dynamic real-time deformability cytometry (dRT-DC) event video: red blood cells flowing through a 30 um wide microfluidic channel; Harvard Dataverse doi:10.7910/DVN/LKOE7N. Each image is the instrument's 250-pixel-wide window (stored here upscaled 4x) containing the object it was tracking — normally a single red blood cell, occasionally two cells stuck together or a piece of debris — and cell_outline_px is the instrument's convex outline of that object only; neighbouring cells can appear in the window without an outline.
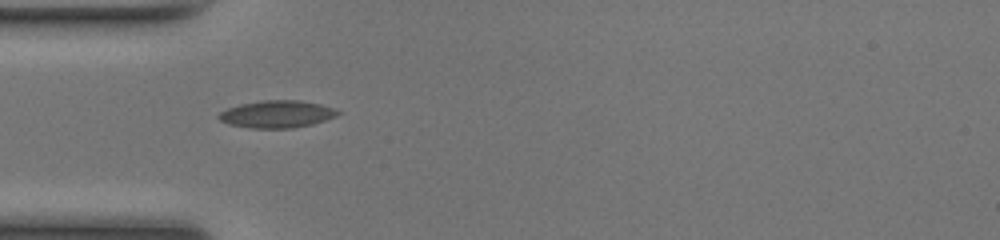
{"species": "common noctule bat (a hibernating species)", "species_latin": "Nyctalus noctula", "temperature_condition": "room temperature", "stored_images_in_passage": 35, "camera_frame_rate_fps": 3000, "um_per_image_px": 0.085, "animal": {"sex": "female", "body_mass_g": 17.0, "forearm_length_mm": 48.0}, "frame": {"image": 1, "passage_image": 1, "time_ms": 0.0, "image_size_px": [1000, 240], "cell_outline_px": [[340, 112], [336, 116], [312, 124], [292, 128], [248, 128], [228, 124], [220, 120], [216, 116], [220, 112], [228, 108], [240, 104], [264, 100], [300, 100], [320, 104], [332, 108]], "centroid_in_image_um": [23.5, 9.7], "position_along_channel_um": 61.5, "area_um2": 18.84}}
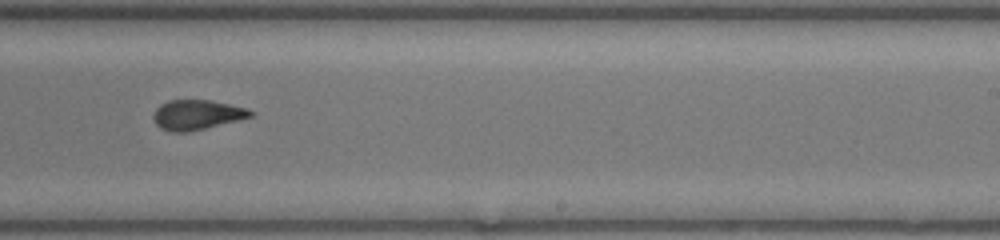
{"frame": {"image": 2, "passage_image": 16, "time_ms": 5.0, "image_size_px": [1000, 240], "cell_outline_px": [[256, 112], [252, 116], [188, 132], [168, 132], [160, 128], [156, 124], [152, 116], [156, 108], [160, 104], [168, 100], [208, 100], [248, 108]], "centroid_in_image_um": [16.7, 9.75], "position_along_channel_um": 272.3, "area_um2": 16.82}}
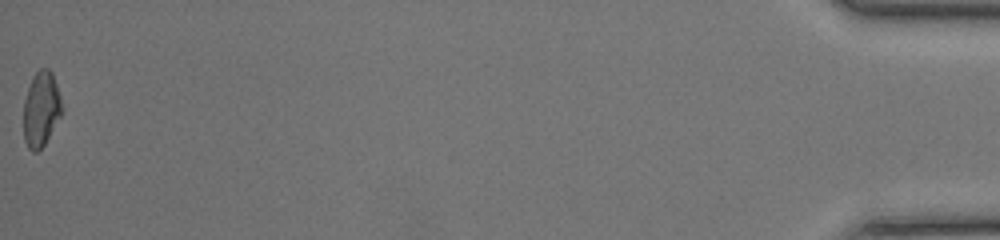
{"frame": {"image": 3, "passage_image": 35, "time_ms": 11.333, "image_size_px": [1000, 240], "cell_outline_px": [[64, 108], [60, 116], [44, 144], [36, 152], [32, 152], [28, 148], [24, 140], [24, 100], [32, 76], [40, 68], [48, 68], [52, 72]], "centroid_in_image_um": [3.49, 9.25], "position_along_channel_um": 431.7, "area_um2": 16.7}, "authors_computed_cell_mechanics": {"area_um2": 17.2244, "velocity_mm_per_s": 4.2314, "shape_relaxation_time_tau1_ms": 9.1064, "shape_relaxation_time_tau2_ms": 2.475, "deformation_change_tau1": 0.1983, "deformation_change_tau2": 0.094}}